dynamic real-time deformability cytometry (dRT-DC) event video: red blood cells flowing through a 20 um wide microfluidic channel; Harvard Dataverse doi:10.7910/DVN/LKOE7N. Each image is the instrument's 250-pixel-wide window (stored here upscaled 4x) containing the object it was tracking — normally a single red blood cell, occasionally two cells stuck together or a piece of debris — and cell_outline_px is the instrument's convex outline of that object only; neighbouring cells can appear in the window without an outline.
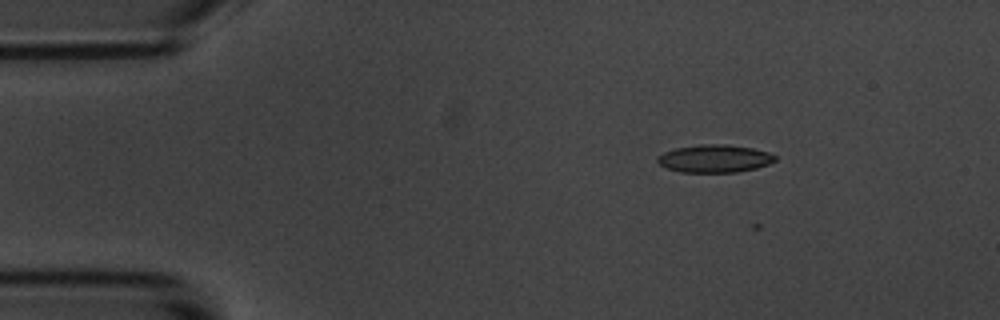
{"species": "common noctule bat (a hibernating species)", "species_latin": "Nyctalus noctula", "temperature_condition": "room temperature", "stored_images_in_passage": 4, "camera_frame_rate_fps": 3000, "um_per_image_px": 0.085, "animal": {"sex": "male", "body_mass_g": 20.1, "forearm_length_mm": 53.5}, "frame": {"image": 1, "passage_image": 2, "time_ms": 0.333, "image_size_px": [1000, 320], "cell_outline_px": [[776, 160], [768, 164], [756, 168], [736, 172], [680, 172], [668, 168], [660, 164], [656, 160], [656, 156], [664, 152], [676, 148], [700, 144], [724, 144], [752, 148], [768, 152], [776, 156]], "centroid_in_image_um": [60.72, 13.47], "position_along_channel_um": 24.3, "area_um2": 18.96}}